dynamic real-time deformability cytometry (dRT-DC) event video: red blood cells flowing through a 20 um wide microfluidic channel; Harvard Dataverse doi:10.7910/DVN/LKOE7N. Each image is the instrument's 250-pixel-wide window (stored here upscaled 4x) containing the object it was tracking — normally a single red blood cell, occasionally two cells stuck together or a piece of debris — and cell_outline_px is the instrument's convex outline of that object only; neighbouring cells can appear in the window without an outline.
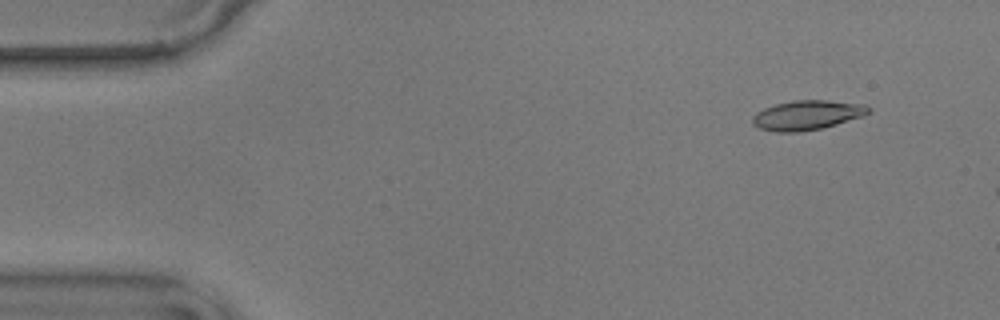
{"species": "common noctule bat (a hibernating species)", "species_latin": "Nyctalus noctula", "temperature_condition": "warm", "stored_images_in_passage": 8, "camera_frame_rate_fps": 3000, "um_per_image_px": 0.085, "animal": {"sex": "male", "body_mass_g": 17.9}, "frame": {"image": 1, "passage_image": 5, "time_ms": 1.333, "image_size_px": [1000, 320], "cell_outline_px": [[872, 112], [864, 116], [836, 124], [820, 128], [800, 132], [776, 132], [760, 128], [752, 124], [752, 116], [756, 112], [764, 108], [776, 104], [792, 100], [828, 100], [864, 104], [872, 108]], "centroid_in_image_um": [68.62, 9.78], "position_along_channel_um": 16.4, "area_um2": 20.11}}